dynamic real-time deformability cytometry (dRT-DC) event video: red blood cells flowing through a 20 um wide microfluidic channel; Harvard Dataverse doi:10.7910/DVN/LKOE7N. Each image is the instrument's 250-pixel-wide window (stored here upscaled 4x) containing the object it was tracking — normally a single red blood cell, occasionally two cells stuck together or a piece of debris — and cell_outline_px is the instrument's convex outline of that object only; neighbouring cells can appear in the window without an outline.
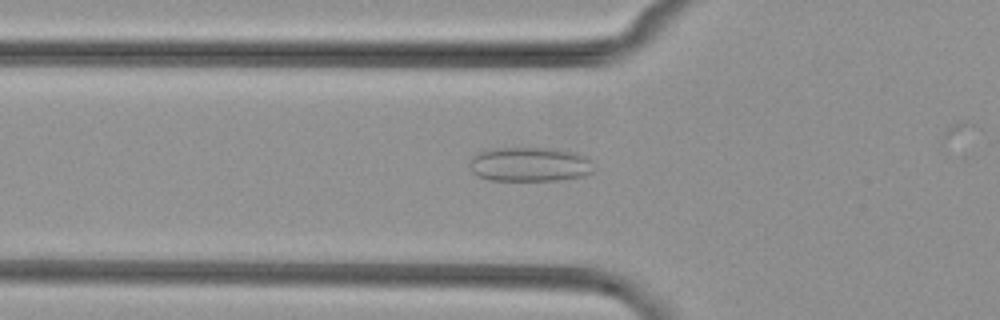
{"species": "common noctule bat (a hibernating species)", "species_latin": "Nyctalus noctula", "temperature_condition": "cold", "stored_images_in_passage": 45, "camera_frame_rate_fps": 3000, "um_per_image_px": 0.085, "animal": {"sex": "female", "body_mass_g": 29.2, "forearm_length_mm": 56.3}, "frame": {"image": 1, "passage_image": 19, "time_ms": 6.0, "image_size_px": [1000, 320], "cell_outline_px": [[596, 168], [592, 172], [584, 176], [560, 180], [488, 180], [472, 172], [468, 168], [468, 164], [472, 156], [476, 152], [492, 148], [556, 148], [576, 152], [588, 156], [592, 160]], "centroid_in_image_um": [45.06, 13.96], "position_along_channel_um": 80.7, "area_um2": 25.55}}
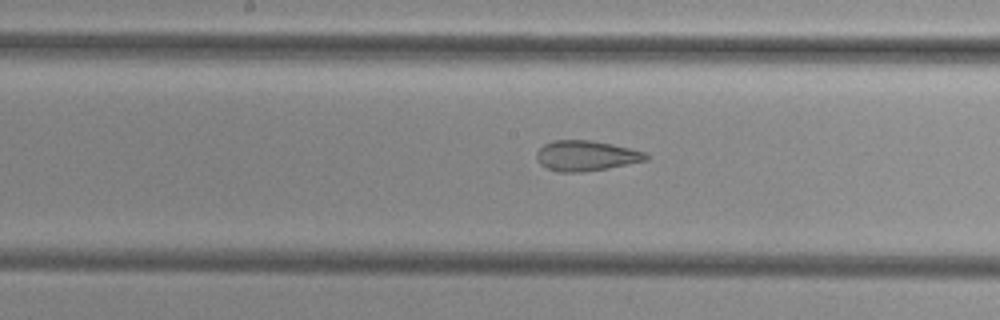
{"frame": {"image": 2, "passage_image": 28, "time_ms": 9.0, "image_size_px": [1000, 320], "cell_outline_px": [[648, 160], [608, 168], [580, 172], [556, 172], [540, 164], [536, 160], [536, 152], [544, 144], [552, 140], [592, 140], [612, 144], [644, 152], [648, 156]], "centroid_in_image_um": [49.77, 13.23], "position_along_channel_um": 198.4, "area_um2": 19.31}}
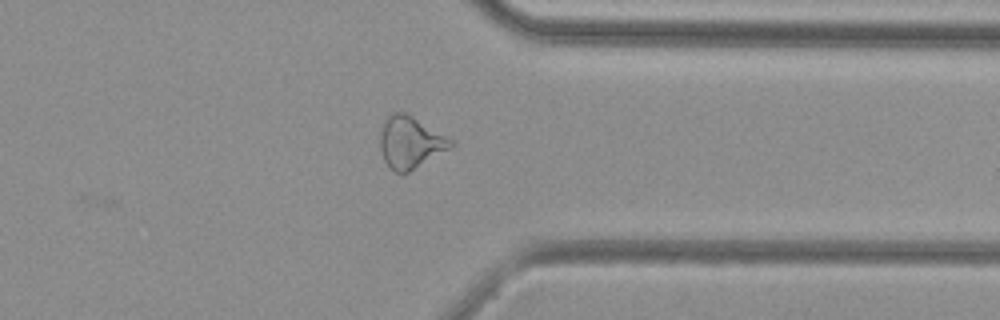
{"frame": {"image": 3, "passage_image": 42, "time_ms": 13.667, "image_size_px": [1000, 320], "cell_outline_px": [[456, 144], [452, 148], [408, 172], [396, 172], [384, 160], [380, 148], [380, 132], [384, 120], [392, 112], [404, 112], [412, 116], [452, 140]], "centroid_in_image_um": [34.87, 12.09], "position_along_channel_um": 376.5, "area_um2": 21.1}}